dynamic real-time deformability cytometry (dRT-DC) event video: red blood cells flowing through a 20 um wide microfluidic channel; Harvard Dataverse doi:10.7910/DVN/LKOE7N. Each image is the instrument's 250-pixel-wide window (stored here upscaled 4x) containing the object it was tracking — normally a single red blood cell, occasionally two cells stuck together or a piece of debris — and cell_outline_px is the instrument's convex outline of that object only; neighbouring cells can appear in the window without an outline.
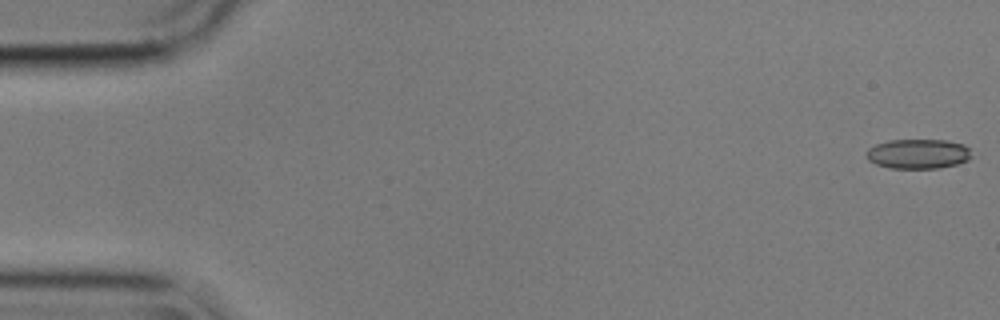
{"species": "common noctule bat (a hibernating species)", "species_latin": "Nyctalus noctula", "temperature_condition": "cold", "stored_images_in_passage": 56, "camera_frame_rate_fps": 3000, "um_per_image_px": 0.085, "animal": {"sex": "male", "body_mass_g": 17.9}, "frame": {"image": 1, "passage_image": 1, "time_ms": 0.0, "image_size_px": [1000, 320], "cell_outline_px": [[972, 156], [968, 160], [956, 164], [940, 168], [888, 168], [876, 164], [868, 160], [868, 148], [876, 144], [888, 140], [944, 140], [964, 144], [968, 148]], "centroid_in_image_um": [78.05, 13.08], "position_along_channel_um": 7.0, "area_um2": 18.15}}
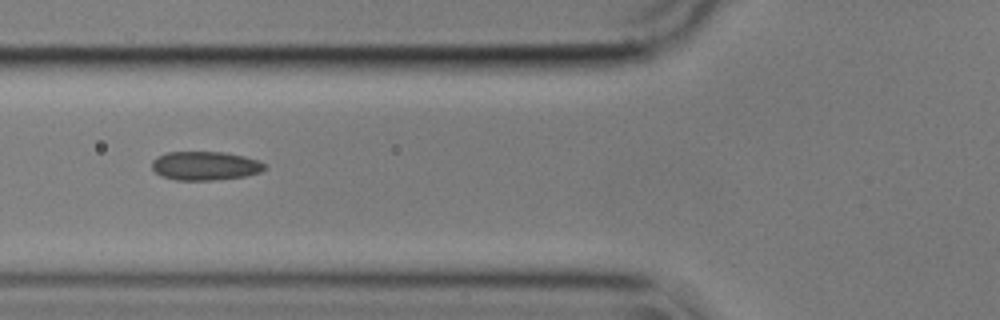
{"frame": {"image": 2, "passage_image": 21, "time_ms": 6.667, "image_size_px": [1000, 320], "cell_outline_px": [[268, 168], [260, 172], [244, 176], [212, 180], [176, 180], [160, 176], [152, 168], [152, 160], [156, 156], [168, 152], [224, 152], [244, 156], [260, 160], [268, 164]], "centroid_in_image_um": [17.46, 14.09], "position_along_channel_um": 108.3, "area_um2": 19.13}}
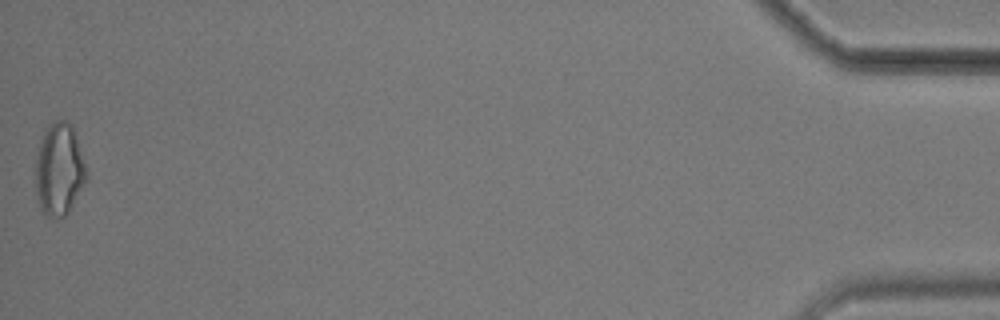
{"frame": {"image": 3, "passage_image": 56, "time_ms": 18.333, "image_size_px": [1000, 320], "cell_outline_px": [[88, 180], [68, 212], [64, 216], [56, 220], [48, 216], [40, 208], [36, 192], [36, 156], [40, 140], [44, 132], [56, 120], [68, 120], [72, 124], [84, 164]], "centroid_in_image_um": [5.03, 14.43], "position_along_channel_um": 430.2, "area_um2": 27.22}, "authors_computed_cell_mechanics": {"area_um2": 19.0451, "velocity_mm_per_s": 3.5703, "shape_relaxation_time_tau1_ms": null, "shape_relaxation_time_tau2_ms": 1.9755, "deformation_change_tau1": null, "deformation_change_tau2": 0.083}}